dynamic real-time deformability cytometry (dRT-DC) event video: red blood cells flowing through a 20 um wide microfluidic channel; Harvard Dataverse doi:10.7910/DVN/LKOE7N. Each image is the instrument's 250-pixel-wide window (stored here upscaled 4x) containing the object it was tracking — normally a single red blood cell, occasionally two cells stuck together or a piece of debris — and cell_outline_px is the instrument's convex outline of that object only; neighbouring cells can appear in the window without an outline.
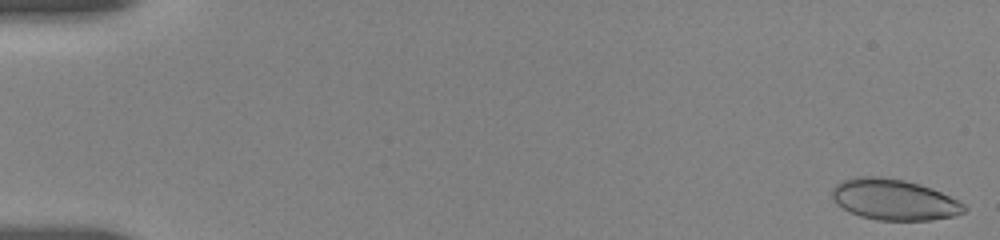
{"species": "human", "species_latin": "Homo sapiens", "temperature_condition": "room temperature", "stored_images_in_passage": 40, "camera_frame_rate_fps": 3000, "um_per_image_px": 0.085, "donor": {"sex": "female"}, "frame": {"image": 1, "passage_image": 1, "time_ms": 0.0, "image_size_px": [1000, 240], "cell_outline_px": [[968, 208], [964, 212], [956, 216], [932, 220], [876, 220], [860, 216], [836, 204], [832, 200], [832, 188], [836, 184], [844, 180], [856, 176], [876, 176], [904, 180], [920, 184], [932, 188], [964, 204]], "centroid_in_image_um": [75.99, 16.97], "position_along_channel_um": 9.0, "area_um2": 31.5}}
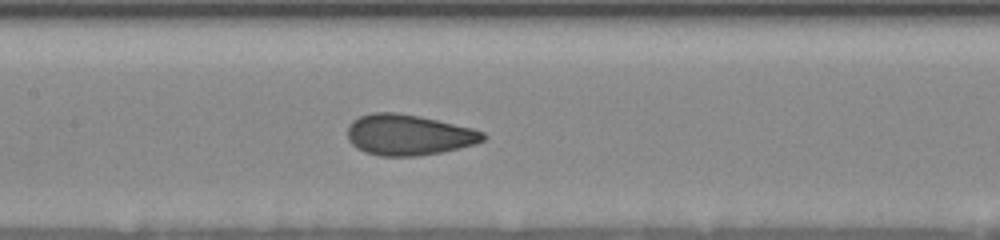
{"frame": {"image": 2, "passage_image": 25, "time_ms": 8.667, "image_size_px": [1000, 240], "cell_outline_px": [[488, 136], [484, 140], [476, 144], [460, 148], [440, 152], [416, 156], [380, 156], [364, 152], [356, 148], [348, 140], [348, 124], [352, 120], [360, 116], [372, 112], [396, 112], [420, 116], [472, 128], [484, 132]], "centroid_in_image_um": [34.72, 11.46], "position_along_channel_um": 172.7, "area_um2": 32.43}}
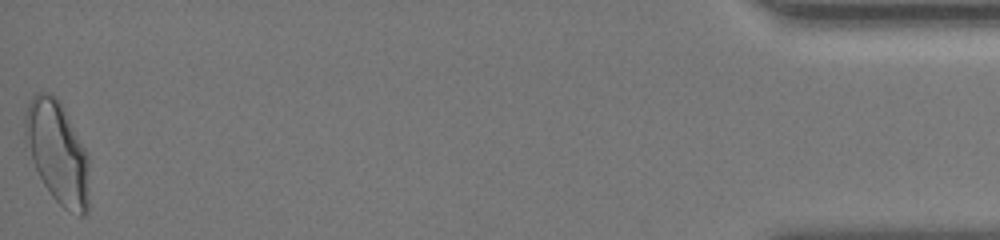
{"frame": {"image": 3, "passage_image": 40, "time_ms": 18.0, "image_size_px": [1000, 240], "cell_outline_px": [[88, 212], [84, 216], [80, 216], [64, 208], [52, 196], [44, 184], [36, 168], [24, 136], [24, 116], [28, 104], [32, 96], [36, 92], [48, 92], [56, 96], [60, 100], [88, 156]], "centroid_in_image_um": [4.88, 12.92], "position_along_channel_um": 430.3, "area_um2": 37.86}, "authors_computed_cell_mechanics": {"area_um2": 32.1079, "velocity_mm_per_s": 3.6914, "shape_relaxation_time_tau1_ms": 4.6175, "shape_relaxation_time_tau2_ms": 0.9415, "deformation_change_tau1": 0.1357, "deformation_change_tau2": 0.0495}}